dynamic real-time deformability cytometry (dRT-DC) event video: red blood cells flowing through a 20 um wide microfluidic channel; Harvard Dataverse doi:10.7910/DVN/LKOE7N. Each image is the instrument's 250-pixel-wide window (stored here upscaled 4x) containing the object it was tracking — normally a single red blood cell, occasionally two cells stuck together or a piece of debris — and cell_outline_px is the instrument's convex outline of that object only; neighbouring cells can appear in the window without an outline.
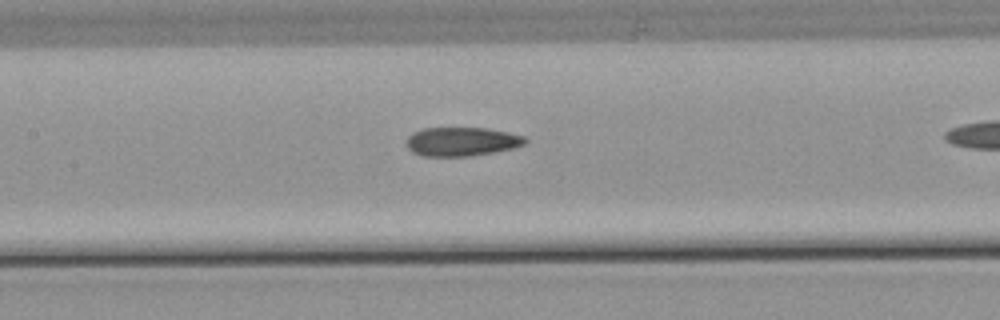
{"species": "common noctule bat (a hibernating species)", "species_latin": "Nyctalus noctula", "temperature_condition": "warm", "stored_images_in_passage": 30, "camera_frame_rate_fps": 3000, "um_per_image_px": 0.085, "animal": {"sex": "male", "body_mass_g": 21.5, "forearm_length_mm": 52.0}, "frame": {"image": 1, "passage_image": 13, "time_ms": 4.0, "image_size_px": [1000, 320], "cell_outline_px": [[528, 140], [524, 144], [512, 148], [496, 152], [468, 156], [424, 156], [412, 152], [408, 148], [408, 136], [412, 132], [424, 128], [488, 128], [508, 132], [524, 136]], "centroid_in_image_um": [39.26, 12.03], "position_along_channel_um": 168.1, "area_um2": 19.94}}
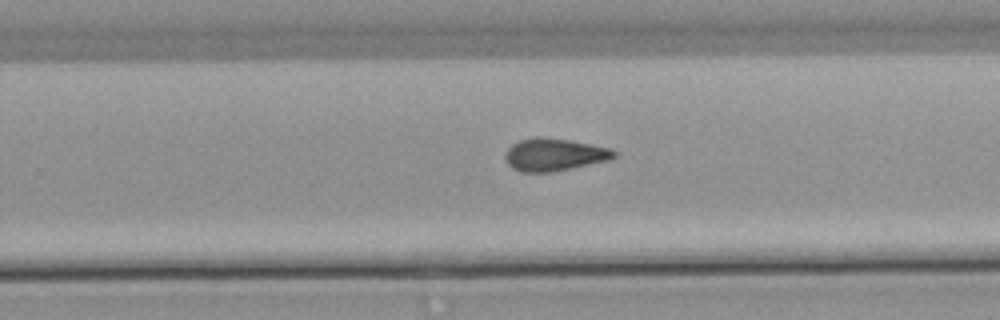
{"frame": {"image": 2, "passage_image": 22, "time_ms": 7.0, "image_size_px": [1000, 320], "cell_outline_px": [[616, 156], [608, 160], [572, 168], [552, 172], [520, 172], [512, 168], [504, 160], [504, 152], [512, 144], [520, 140], [536, 136], [540, 136], [568, 140], [592, 144], [612, 148], [616, 152]], "centroid_in_image_um": [47.08, 13.14], "position_along_channel_um": 282.7, "area_um2": 20.81}}